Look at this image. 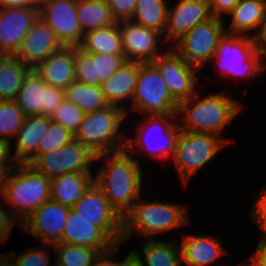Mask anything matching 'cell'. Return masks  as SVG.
Wrapping results in <instances>:
<instances>
[{
  "label": "cell",
  "mask_w": 266,
  "mask_h": 266,
  "mask_svg": "<svg viewBox=\"0 0 266 266\" xmlns=\"http://www.w3.org/2000/svg\"><path fill=\"white\" fill-rule=\"evenodd\" d=\"M104 161L94 182L103 190L112 207L124 218L140 199L142 170L139 162L126 150L101 154L96 161Z\"/></svg>",
  "instance_id": "cell-1"
},
{
  "label": "cell",
  "mask_w": 266,
  "mask_h": 266,
  "mask_svg": "<svg viewBox=\"0 0 266 266\" xmlns=\"http://www.w3.org/2000/svg\"><path fill=\"white\" fill-rule=\"evenodd\" d=\"M194 104V105H193ZM241 104L224 92L200 98L197 93L178 104L177 116L184 113L179 121L181 131L209 133L220 137L223 129L230 124L241 110Z\"/></svg>",
  "instance_id": "cell-2"
},
{
  "label": "cell",
  "mask_w": 266,
  "mask_h": 266,
  "mask_svg": "<svg viewBox=\"0 0 266 266\" xmlns=\"http://www.w3.org/2000/svg\"><path fill=\"white\" fill-rule=\"evenodd\" d=\"M13 171L2 198L11 205V215L18 220L19 226L43 203L51 200V179L29 164H16Z\"/></svg>",
  "instance_id": "cell-3"
},
{
  "label": "cell",
  "mask_w": 266,
  "mask_h": 266,
  "mask_svg": "<svg viewBox=\"0 0 266 266\" xmlns=\"http://www.w3.org/2000/svg\"><path fill=\"white\" fill-rule=\"evenodd\" d=\"M124 109L108 105L104 109L84 114L74 139L96 156L125 150L126 140L120 138V128L126 119ZM120 135V136H119Z\"/></svg>",
  "instance_id": "cell-4"
},
{
  "label": "cell",
  "mask_w": 266,
  "mask_h": 266,
  "mask_svg": "<svg viewBox=\"0 0 266 266\" xmlns=\"http://www.w3.org/2000/svg\"><path fill=\"white\" fill-rule=\"evenodd\" d=\"M139 200L123 218L122 243L131 238L135 230L144 238L152 239L153 235L166 233L190 221L185 205Z\"/></svg>",
  "instance_id": "cell-5"
},
{
  "label": "cell",
  "mask_w": 266,
  "mask_h": 266,
  "mask_svg": "<svg viewBox=\"0 0 266 266\" xmlns=\"http://www.w3.org/2000/svg\"><path fill=\"white\" fill-rule=\"evenodd\" d=\"M217 60L220 72L234 77L253 78L263 72L260 41L251 36L225 33L212 60Z\"/></svg>",
  "instance_id": "cell-6"
},
{
  "label": "cell",
  "mask_w": 266,
  "mask_h": 266,
  "mask_svg": "<svg viewBox=\"0 0 266 266\" xmlns=\"http://www.w3.org/2000/svg\"><path fill=\"white\" fill-rule=\"evenodd\" d=\"M227 143H230L227 139L214 134L180 130L172 158L185 186L191 176L209 163Z\"/></svg>",
  "instance_id": "cell-7"
},
{
  "label": "cell",
  "mask_w": 266,
  "mask_h": 266,
  "mask_svg": "<svg viewBox=\"0 0 266 266\" xmlns=\"http://www.w3.org/2000/svg\"><path fill=\"white\" fill-rule=\"evenodd\" d=\"M131 101V110L148 116L177 114L178 110V103L152 63H139V75Z\"/></svg>",
  "instance_id": "cell-8"
},
{
  "label": "cell",
  "mask_w": 266,
  "mask_h": 266,
  "mask_svg": "<svg viewBox=\"0 0 266 266\" xmlns=\"http://www.w3.org/2000/svg\"><path fill=\"white\" fill-rule=\"evenodd\" d=\"M224 26L223 19L213 17L193 27L171 46L188 64L202 70L212 62L218 43L226 33Z\"/></svg>",
  "instance_id": "cell-9"
},
{
  "label": "cell",
  "mask_w": 266,
  "mask_h": 266,
  "mask_svg": "<svg viewBox=\"0 0 266 266\" xmlns=\"http://www.w3.org/2000/svg\"><path fill=\"white\" fill-rule=\"evenodd\" d=\"M175 117H178L177 114L149 115L144 122L140 123L141 126H138L139 128L137 130L139 132L136 134L137 139H127L125 150L127 152H134V148L137 144L138 148L140 147L143 152H147L153 158L163 159L173 157L180 133V127L178 122L175 121ZM154 132L157 133V135L154 134ZM148 133L156 135V139H154V135L150 138ZM133 141H135L136 144Z\"/></svg>",
  "instance_id": "cell-10"
},
{
  "label": "cell",
  "mask_w": 266,
  "mask_h": 266,
  "mask_svg": "<svg viewBox=\"0 0 266 266\" xmlns=\"http://www.w3.org/2000/svg\"><path fill=\"white\" fill-rule=\"evenodd\" d=\"M96 155L81 142L73 139L57 150L37 154L28 164L49 179L72 172H92L91 163Z\"/></svg>",
  "instance_id": "cell-11"
},
{
  "label": "cell",
  "mask_w": 266,
  "mask_h": 266,
  "mask_svg": "<svg viewBox=\"0 0 266 266\" xmlns=\"http://www.w3.org/2000/svg\"><path fill=\"white\" fill-rule=\"evenodd\" d=\"M64 98V90L47 85L34 68L24 77L14 101L25 117L44 115L51 118Z\"/></svg>",
  "instance_id": "cell-12"
},
{
  "label": "cell",
  "mask_w": 266,
  "mask_h": 266,
  "mask_svg": "<svg viewBox=\"0 0 266 266\" xmlns=\"http://www.w3.org/2000/svg\"><path fill=\"white\" fill-rule=\"evenodd\" d=\"M73 209L82 218L99 226L118 246L122 244L123 218L96 182L90 185Z\"/></svg>",
  "instance_id": "cell-13"
},
{
  "label": "cell",
  "mask_w": 266,
  "mask_h": 266,
  "mask_svg": "<svg viewBox=\"0 0 266 266\" xmlns=\"http://www.w3.org/2000/svg\"><path fill=\"white\" fill-rule=\"evenodd\" d=\"M171 47V48H170ZM152 64L158 69L172 98L179 104L195 95L198 67L188 64L170 46Z\"/></svg>",
  "instance_id": "cell-14"
},
{
  "label": "cell",
  "mask_w": 266,
  "mask_h": 266,
  "mask_svg": "<svg viewBox=\"0 0 266 266\" xmlns=\"http://www.w3.org/2000/svg\"><path fill=\"white\" fill-rule=\"evenodd\" d=\"M77 0H41L39 17L55 33L63 46L78 47L84 33L77 18Z\"/></svg>",
  "instance_id": "cell-15"
},
{
  "label": "cell",
  "mask_w": 266,
  "mask_h": 266,
  "mask_svg": "<svg viewBox=\"0 0 266 266\" xmlns=\"http://www.w3.org/2000/svg\"><path fill=\"white\" fill-rule=\"evenodd\" d=\"M124 56L129 62L152 63L160 54L158 47L163 34L131 20L118 21Z\"/></svg>",
  "instance_id": "cell-16"
},
{
  "label": "cell",
  "mask_w": 266,
  "mask_h": 266,
  "mask_svg": "<svg viewBox=\"0 0 266 266\" xmlns=\"http://www.w3.org/2000/svg\"><path fill=\"white\" fill-rule=\"evenodd\" d=\"M70 209L49 200L24 219L20 226L43 244H57L61 241Z\"/></svg>",
  "instance_id": "cell-17"
},
{
  "label": "cell",
  "mask_w": 266,
  "mask_h": 266,
  "mask_svg": "<svg viewBox=\"0 0 266 266\" xmlns=\"http://www.w3.org/2000/svg\"><path fill=\"white\" fill-rule=\"evenodd\" d=\"M213 18L208 0H179L167 11V25L162 41L175 43L198 24Z\"/></svg>",
  "instance_id": "cell-18"
},
{
  "label": "cell",
  "mask_w": 266,
  "mask_h": 266,
  "mask_svg": "<svg viewBox=\"0 0 266 266\" xmlns=\"http://www.w3.org/2000/svg\"><path fill=\"white\" fill-rule=\"evenodd\" d=\"M39 18V8H0V55H16Z\"/></svg>",
  "instance_id": "cell-19"
},
{
  "label": "cell",
  "mask_w": 266,
  "mask_h": 266,
  "mask_svg": "<svg viewBox=\"0 0 266 266\" xmlns=\"http://www.w3.org/2000/svg\"><path fill=\"white\" fill-rule=\"evenodd\" d=\"M59 243L91 247L99 249L103 254L109 253L118 247L99 226L82 218L73 208L69 211Z\"/></svg>",
  "instance_id": "cell-20"
},
{
  "label": "cell",
  "mask_w": 266,
  "mask_h": 266,
  "mask_svg": "<svg viewBox=\"0 0 266 266\" xmlns=\"http://www.w3.org/2000/svg\"><path fill=\"white\" fill-rule=\"evenodd\" d=\"M63 47L47 23L39 17L23 40L16 56L31 69Z\"/></svg>",
  "instance_id": "cell-21"
},
{
  "label": "cell",
  "mask_w": 266,
  "mask_h": 266,
  "mask_svg": "<svg viewBox=\"0 0 266 266\" xmlns=\"http://www.w3.org/2000/svg\"><path fill=\"white\" fill-rule=\"evenodd\" d=\"M228 15H231V22L226 33L249 36L245 33L258 28L251 37L262 40L266 30V6L261 0H240Z\"/></svg>",
  "instance_id": "cell-22"
},
{
  "label": "cell",
  "mask_w": 266,
  "mask_h": 266,
  "mask_svg": "<svg viewBox=\"0 0 266 266\" xmlns=\"http://www.w3.org/2000/svg\"><path fill=\"white\" fill-rule=\"evenodd\" d=\"M75 46H63L42 61L35 70L47 85L65 90L75 81Z\"/></svg>",
  "instance_id": "cell-23"
},
{
  "label": "cell",
  "mask_w": 266,
  "mask_h": 266,
  "mask_svg": "<svg viewBox=\"0 0 266 266\" xmlns=\"http://www.w3.org/2000/svg\"><path fill=\"white\" fill-rule=\"evenodd\" d=\"M50 117L36 115L26 117L23 125L16 134L15 155L16 164H28L37 154L41 138L50 124Z\"/></svg>",
  "instance_id": "cell-24"
},
{
  "label": "cell",
  "mask_w": 266,
  "mask_h": 266,
  "mask_svg": "<svg viewBox=\"0 0 266 266\" xmlns=\"http://www.w3.org/2000/svg\"><path fill=\"white\" fill-rule=\"evenodd\" d=\"M179 248L181 262L188 266H208L226 254L219 238L213 236L183 234Z\"/></svg>",
  "instance_id": "cell-25"
},
{
  "label": "cell",
  "mask_w": 266,
  "mask_h": 266,
  "mask_svg": "<svg viewBox=\"0 0 266 266\" xmlns=\"http://www.w3.org/2000/svg\"><path fill=\"white\" fill-rule=\"evenodd\" d=\"M138 75L139 62L127 61L105 82L101 83L102 94L107 103L109 105L121 107L125 110L127 115L128 110L123 106L122 102H126L125 100L130 101L132 99Z\"/></svg>",
  "instance_id": "cell-26"
},
{
  "label": "cell",
  "mask_w": 266,
  "mask_h": 266,
  "mask_svg": "<svg viewBox=\"0 0 266 266\" xmlns=\"http://www.w3.org/2000/svg\"><path fill=\"white\" fill-rule=\"evenodd\" d=\"M94 182L91 172H72L51 179V200L73 208Z\"/></svg>",
  "instance_id": "cell-27"
},
{
  "label": "cell",
  "mask_w": 266,
  "mask_h": 266,
  "mask_svg": "<svg viewBox=\"0 0 266 266\" xmlns=\"http://www.w3.org/2000/svg\"><path fill=\"white\" fill-rule=\"evenodd\" d=\"M78 47L88 53L124 55L118 22L109 27L85 32Z\"/></svg>",
  "instance_id": "cell-28"
},
{
  "label": "cell",
  "mask_w": 266,
  "mask_h": 266,
  "mask_svg": "<svg viewBox=\"0 0 266 266\" xmlns=\"http://www.w3.org/2000/svg\"><path fill=\"white\" fill-rule=\"evenodd\" d=\"M30 69L16 55H0V101L16 99Z\"/></svg>",
  "instance_id": "cell-29"
},
{
  "label": "cell",
  "mask_w": 266,
  "mask_h": 266,
  "mask_svg": "<svg viewBox=\"0 0 266 266\" xmlns=\"http://www.w3.org/2000/svg\"><path fill=\"white\" fill-rule=\"evenodd\" d=\"M76 13L83 33L116 23L106 0H77Z\"/></svg>",
  "instance_id": "cell-30"
},
{
  "label": "cell",
  "mask_w": 266,
  "mask_h": 266,
  "mask_svg": "<svg viewBox=\"0 0 266 266\" xmlns=\"http://www.w3.org/2000/svg\"><path fill=\"white\" fill-rule=\"evenodd\" d=\"M64 97L82 109L85 114L104 109L109 105L100 85H87L76 80L64 90Z\"/></svg>",
  "instance_id": "cell-31"
},
{
  "label": "cell",
  "mask_w": 266,
  "mask_h": 266,
  "mask_svg": "<svg viewBox=\"0 0 266 266\" xmlns=\"http://www.w3.org/2000/svg\"><path fill=\"white\" fill-rule=\"evenodd\" d=\"M144 266H180V248L175 241L147 239L143 244Z\"/></svg>",
  "instance_id": "cell-32"
},
{
  "label": "cell",
  "mask_w": 266,
  "mask_h": 266,
  "mask_svg": "<svg viewBox=\"0 0 266 266\" xmlns=\"http://www.w3.org/2000/svg\"><path fill=\"white\" fill-rule=\"evenodd\" d=\"M168 3L166 0H137L135 14L131 21L164 35L167 25Z\"/></svg>",
  "instance_id": "cell-33"
},
{
  "label": "cell",
  "mask_w": 266,
  "mask_h": 266,
  "mask_svg": "<svg viewBox=\"0 0 266 266\" xmlns=\"http://www.w3.org/2000/svg\"><path fill=\"white\" fill-rule=\"evenodd\" d=\"M57 254V266H92L103 254L99 249L68 245L65 243L50 244Z\"/></svg>",
  "instance_id": "cell-34"
},
{
  "label": "cell",
  "mask_w": 266,
  "mask_h": 266,
  "mask_svg": "<svg viewBox=\"0 0 266 266\" xmlns=\"http://www.w3.org/2000/svg\"><path fill=\"white\" fill-rule=\"evenodd\" d=\"M25 115L14 100L0 101V137L11 144L25 121Z\"/></svg>",
  "instance_id": "cell-35"
},
{
  "label": "cell",
  "mask_w": 266,
  "mask_h": 266,
  "mask_svg": "<svg viewBox=\"0 0 266 266\" xmlns=\"http://www.w3.org/2000/svg\"><path fill=\"white\" fill-rule=\"evenodd\" d=\"M73 139L74 133L63 127L60 123L50 120L49 127L41 138L38 154L53 152Z\"/></svg>",
  "instance_id": "cell-36"
},
{
  "label": "cell",
  "mask_w": 266,
  "mask_h": 266,
  "mask_svg": "<svg viewBox=\"0 0 266 266\" xmlns=\"http://www.w3.org/2000/svg\"><path fill=\"white\" fill-rule=\"evenodd\" d=\"M75 80L87 85H99L95 79V53H88L75 47Z\"/></svg>",
  "instance_id": "cell-37"
},
{
  "label": "cell",
  "mask_w": 266,
  "mask_h": 266,
  "mask_svg": "<svg viewBox=\"0 0 266 266\" xmlns=\"http://www.w3.org/2000/svg\"><path fill=\"white\" fill-rule=\"evenodd\" d=\"M84 114L85 113L82 109L64 98L60 105L55 109L51 120L60 123L63 127L75 134L79 129Z\"/></svg>",
  "instance_id": "cell-38"
},
{
  "label": "cell",
  "mask_w": 266,
  "mask_h": 266,
  "mask_svg": "<svg viewBox=\"0 0 266 266\" xmlns=\"http://www.w3.org/2000/svg\"><path fill=\"white\" fill-rule=\"evenodd\" d=\"M127 62L124 55L95 53V79L105 82Z\"/></svg>",
  "instance_id": "cell-39"
},
{
  "label": "cell",
  "mask_w": 266,
  "mask_h": 266,
  "mask_svg": "<svg viewBox=\"0 0 266 266\" xmlns=\"http://www.w3.org/2000/svg\"><path fill=\"white\" fill-rule=\"evenodd\" d=\"M48 245L50 244H45L44 246H40L38 248L33 247L27 250L25 249V251L18 255V257L16 255L14 256V252H10L8 254L11 262L15 266H52L50 264V253H48L47 249H45Z\"/></svg>",
  "instance_id": "cell-40"
},
{
  "label": "cell",
  "mask_w": 266,
  "mask_h": 266,
  "mask_svg": "<svg viewBox=\"0 0 266 266\" xmlns=\"http://www.w3.org/2000/svg\"><path fill=\"white\" fill-rule=\"evenodd\" d=\"M106 3L116 22L131 20L137 6V0H106Z\"/></svg>",
  "instance_id": "cell-41"
},
{
  "label": "cell",
  "mask_w": 266,
  "mask_h": 266,
  "mask_svg": "<svg viewBox=\"0 0 266 266\" xmlns=\"http://www.w3.org/2000/svg\"><path fill=\"white\" fill-rule=\"evenodd\" d=\"M257 194L258 196L255 199L256 201L253 204L254 206L252 207L249 216L253 217L254 222L257 223L258 227L262 231L264 235L262 239H266V185L261 192Z\"/></svg>",
  "instance_id": "cell-42"
},
{
  "label": "cell",
  "mask_w": 266,
  "mask_h": 266,
  "mask_svg": "<svg viewBox=\"0 0 266 266\" xmlns=\"http://www.w3.org/2000/svg\"><path fill=\"white\" fill-rule=\"evenodd\" d=\"M240 0H208L213 17L223 18L228 15Z\"/></svg>",
  "instance_id": "cell-43"
},
{
  "label": "cell",
  "mask_w": 266,
  "mask_h": 266,
  "mask_svg": "<svg viewBox=\"0 0 266 266\" xmlns=\"http://www.w3.org/2000/svg\"><path fill=\"white\" fill-rule=\"evenodd\" d=\"M7 212L0 206V242L6 241L13 227V222H18L13 215H9Z\"/></svg>",
  "instance_id": "cell-44"
},
{
  "label": "cell",
  "mask_w": 266,
  "mask_h": 266,
  "mask_svg": "<svg viewBox=\"0 0 266 266\" xmlns=\"http://www.w3.org/2000/svg\"><path fill=\"white\" fill-rule=\"evenodd\" d=\"M245 262L243 266H266V239H261L256 251Z\"/></svg>",
  "instance_id": "cell-45"
},
{
  "label": "cell",
  "mask_w": 266,
  "mask_h": 266,
  "mask_svg": "<svg viewBox=\"0 0 266 266\" xmlns=\"http://www.w3.org/2000/svg\"><path fill=\"white\" fill-rule=\"evenodd\" d=\"M41 0H0V8H40Z\"/></svg>",
  "instance_id": "cell-46"
},
{
  "label": "cell",
  "mask_w": 266,
  "mask_h": 266,
  "mask_svg": "<svg viewBox=\"0 0 266 266\" xmlns=\"http://www.w3.org/2000/svg\"><path fill=\"white\" fill-rule=\"evenodd\" d=\"M11 147L12 146H0V167H15L16 166V163L11 156L12 155L10 152ZM10 162L13 164L9 165Z\"/></svg>",
  "instance_id": "cell-47"
},
{
  "label": "cell",
  "mask_w": 266,
  "mask_h": 266,
  "mask_svg": "<svg viewBox=\"0 0 266 266\" xmlns=\"http://www.w3.org/2000/svg\"><path fill=\"white\" fill-rule=\"evenodd\" d=\"M120 266H144L143 259L136 250H131L124 261H120Z\"/></svg>",
  "instance_id": "cell-48"
},
{
  "label": "cell",
  "mask_w": 266,
  "mask_h": 266,
  "mask_svg": "<svg viewBox=\"0 0 266 266\" xmlns=\"http://www.w3.org/2000/svg\"><path fill=\"white\" fill-rule=\"evenodd\" d=\"M118 249H119V246L109 253L102 254L92 266H120L119 261H112L108 259V257L110 258V257L115 256V253L116 251H118Z\"/></svg>",
  "instance_id": "cell-49"
},
{
  "label": "cell",
  "mask_w": 266,
  "mask_h": 266,
  "mask_svg": "<svg viewBox=\"0 0 266 266\" xmlns=\"http://www.w3.org/2000/svg\"><path fill=\"white\" fill-rule=\"evenodd\" d=\"M14 167H0V194L3 197L8 178L10 177Z\"/></svg>",
  "instance_id": "cell-50"
},
{
  "label": "cell",
  "mask_w": 266,
  "mask_h": 266,
  "mask_svg": "<svg viewBox=\"0 0 266 266\" xmlns=\"http://www.w3.org/2000/svg\"><path fill=\"white\" fill-rule=\"evenodd\" d=\"M2 256V257H1ZM0 266H15L9 257V254L0 255Z\"/></svg>",
  "instance_id": "cell-51"
},
{
  "label": "cell",
  "mask_w": 266,
  "mask_h": 266,
  "mask_svg": "<svg viewBox=\"0 0 266 266\" xmlns=\"http://www.w3.org/2000/svg\"><path fill=\"white\" fill-rule=\"evenodd\" d=\"M260 48L262 49L263 60L266 58V41H260ZM266 69V63L263 61V71Z\"/></svg>",
  "instance_id": "cell-52"
},
{
  "label": "cell",
  "mask_w": 266,
  "mask_h": 266,
  "mask_svg": "<svg viewBox=\"0 0 266 266\" xmlns=\"http://www.w3.org/2000/svg\"><path fill=\"white\" fill-rule=\"evenodd\" d=\"M0 146H11V144L4 142V140L0 137Z\"/></svg>",
  "instance_id": "cell-53"
},
{
  "label": "cell",
  "mask_w": 266,
  "mask_h": 266,
  "mask_svg": "<svg viewBox=\"0 0 266 266\" xmlns=\"http://www.w3.org/2000/svg\"><path fill=\"white\" fill-rule=\"evenodd\" d=\"M261 41H266V30H265V32H264V35H263V38H262Z\"/></svg>",
  "instance_id": "cell-54"
},
{
  "label": "cell",
  "mask_w": 266,
  "mask_h": 266,
  "mask_svg": "<svg viewBox=\"0 0 266 266\" xmlns=\"http://www.w3.org/2000/svg\"><path fill=\"white\" fill-rule=\"evenodd\" d=\"M263 2V4L266 6V0H261Z\"/></svg>",
  "instance_id": "cell-55"
}]
</instances>
